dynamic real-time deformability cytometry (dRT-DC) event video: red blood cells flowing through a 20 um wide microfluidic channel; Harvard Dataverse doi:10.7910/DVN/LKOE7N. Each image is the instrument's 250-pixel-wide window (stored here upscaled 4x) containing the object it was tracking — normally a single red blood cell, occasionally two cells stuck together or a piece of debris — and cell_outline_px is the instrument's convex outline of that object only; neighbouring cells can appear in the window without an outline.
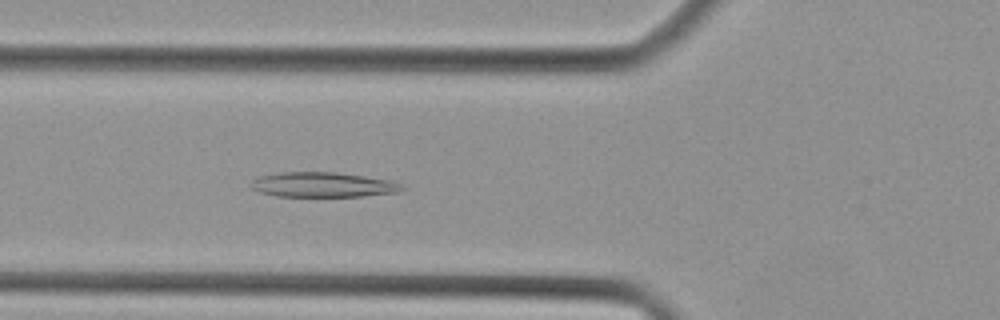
{"species": "Egyptian fruit bat (a non-hibernating species)", "species_latin": "Rousettus aegyptiacus", "temperature_condition": "cold", "stored_images_in_passage": 44, "camera_frame_rate_fps": 3000, "um_per_image_px": 0.085, "animal": {"sex": "female"}, "frame": {"image": 1, "passage_image": 16, "time_ms": 5.0, "image_size_px": [1000, 320], "cell_outline_px": [[404, 188], [400, 192], [364, 196], [276, 196], [260, 192], [252, 188], [252, 180], [260, 176], [280, 172], [336, 172], [392, 180], [404, 184]], "centroid_in_image_um": [27.51, 15.7], "position_along_channel_um": 98.3, "area_um2": 21.96}}
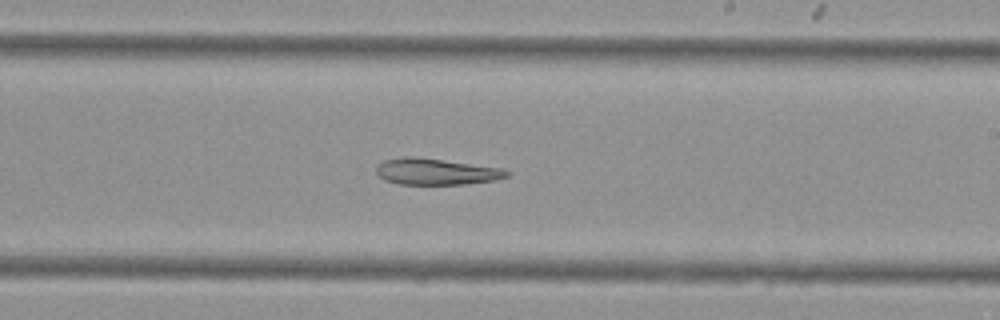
{"frame": {"image": 2, "passage_image": 26, "time_ms": 8.333, "image_size_px": [1000, 320], "cell_outline_px": [[512, 172], [508, 176], [496, 180], [464, 184], [400, 184], [384, 180], [376, 172], [376, 164], [384, 160], [408, 156], [412, 156], [504, 168]], "centroid_in_image_um": [37.08, 14.59], "position_along_channel_um": 251.9, "area_um2": 20.06}}
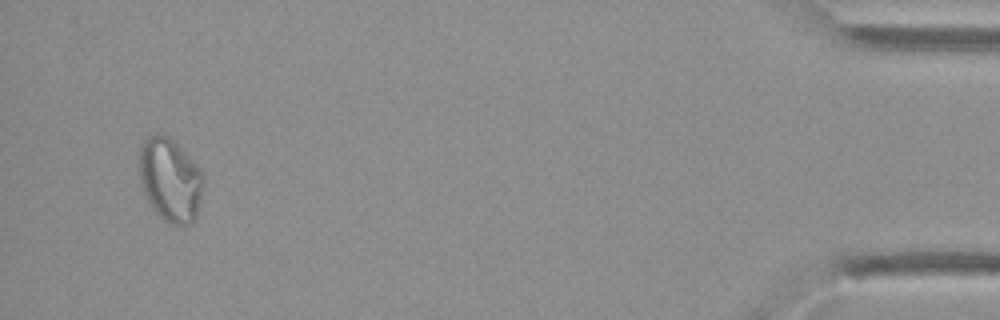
{"frame": {"image": 3, "passage_image": 42, "time_ms": 13.667, "image_size_px": [1000, 320], "cell_outline_px": [[204, 184], [196, 216], [192, 224], [172, 224], [164, 220], [152, 208], [144, 192], [140, 180], [140, 148], [144, 140], [148, 136], [164, 136], [172, 140], [200, 168], [204, 176]], "centroid_in_image_um": [14.49, 15.32], "position_along_channel_um": 420.7, "area_um2": 30.63}}